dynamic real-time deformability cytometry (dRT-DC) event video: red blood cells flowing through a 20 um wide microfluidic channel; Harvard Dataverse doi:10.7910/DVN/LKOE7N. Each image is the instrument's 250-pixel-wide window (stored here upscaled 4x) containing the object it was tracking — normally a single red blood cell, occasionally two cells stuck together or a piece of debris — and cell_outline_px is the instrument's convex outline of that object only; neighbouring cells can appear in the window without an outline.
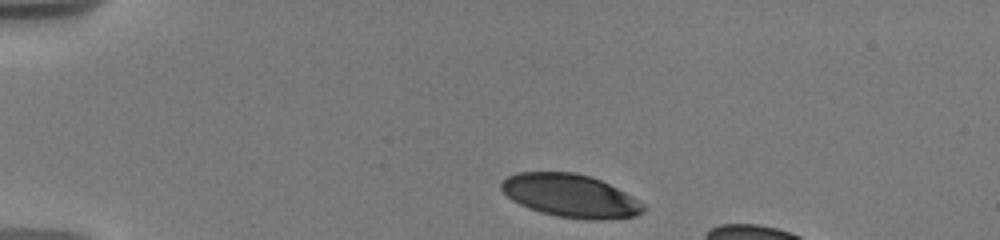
{"species": "human", "species_latin": "Homo sapiens", "temperature_condition": "warm", "stored_images_in_passage": 25, "camera_frame_rate_fps": 3000, "um_per_image_px": 0.085, "donor": {"sex": "male"}, "frame": {"image": 1, "passage_image": 1, "time_ms": 0.0, "image_size_px": [1000, 240], "cell_outline_px": [[644, 212], [636, 216], [596, 220], [588, 220], [560, 216], [540, 212], [520, 204], [512, 200], [500, 188], [500, 184], [508, 176], [516, 172], [576, 172], [600, 180], [632, 196], [644, 204]], "centroid_in_image_um": [48.48, 16.63], "position_along_channel_um": 36.5, "area_um2": 35.32}}
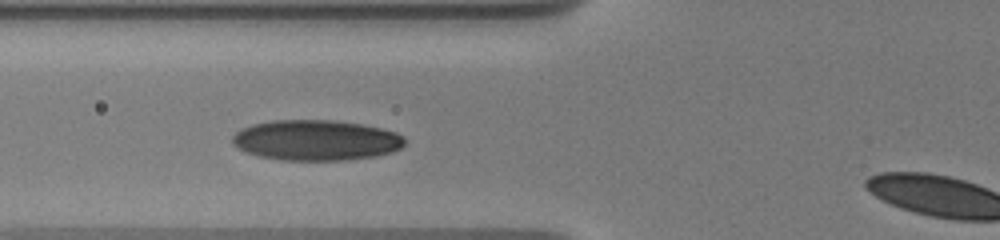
{"frame": {"image": 2, "passage_image": 15, "time_ms": 3.333, "image_size_px": [1000, 240], "cell_outline_px": [[404, 144], [400, 148], [392, 152], [376, 156], [344, 160], [284, 160], [260, 156], [248, 152], [232, 144], [232, 136], [240, 128], [252, 124], [272, 120], [336, 120], [360, 124], [380, 128], [396, 132], [404, 136]], "centroid_in_image_um": [26.86, 11.91], "position_along_channel_um": 98.9, "area_um2": 40.63}}
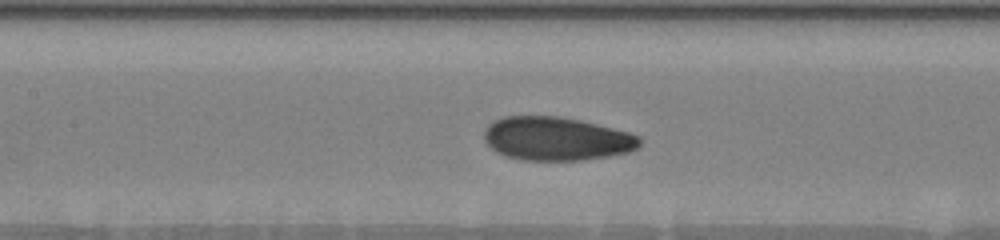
{"frame": {"image": 3, "passage_image": 21, "time_ms": 5.0, "image_size_px": [1000, 240], "cell_outline_px": [[640, 144], [636, 148], [628, 152], [608, 156], [584, 160], [520, 160], [496, 152], [484, 140], [484, 128], [492, 120], [504, 116], [560, 116], [580, 120], [628, 132], [640, 136]], "centroid_in_image_um": [47.26, 11.78], "position_along_channel_um": 160.1, "area_um2": 39.54}}